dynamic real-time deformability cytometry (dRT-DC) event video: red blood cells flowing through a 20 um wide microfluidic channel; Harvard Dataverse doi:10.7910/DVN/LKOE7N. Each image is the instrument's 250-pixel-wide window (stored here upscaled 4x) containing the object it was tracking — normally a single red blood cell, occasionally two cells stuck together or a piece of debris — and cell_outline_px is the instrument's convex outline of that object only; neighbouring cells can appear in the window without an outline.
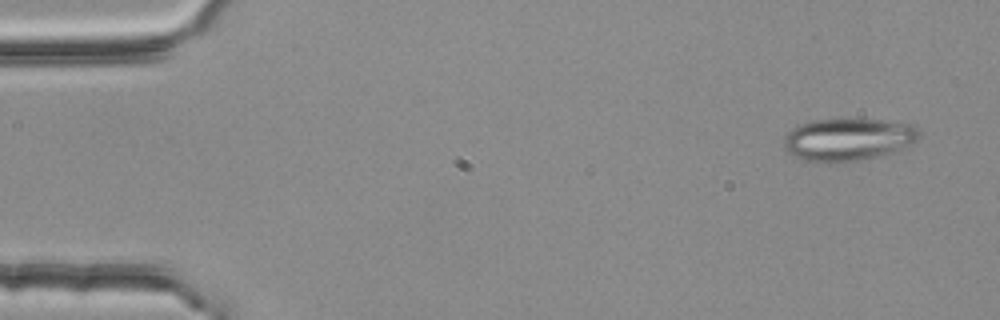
{"species": "common noctule bat (a hibernating species)", "species_latin": "Nyctalus noctula", "temperature_condition": "room temperature", "stored_images_in_passage": 3, "camera_frame_rate_fps": 3000, "um_per_image_px": 0.085, "animal": {"sex": "female", "body_mass_g": 25.1}, "frame": {"image": 1, "passage_image": 1, "time_ms": 0.0, "image_size_px": [1000, 320], "cell_outline_px": [[920, 136], [912, 144], [892, 152], [876, 156], [856, 160], [808, 160], [796, 156], [788, 152], [784, 144], [784, 136], [792, 128], [808, 120], [880, 120], [912, 124], [920, 132]], "centroid_in_image_um": [72.1, 11.81], "position_along_channel_um": 12.9, "area_um2": 32.48}}